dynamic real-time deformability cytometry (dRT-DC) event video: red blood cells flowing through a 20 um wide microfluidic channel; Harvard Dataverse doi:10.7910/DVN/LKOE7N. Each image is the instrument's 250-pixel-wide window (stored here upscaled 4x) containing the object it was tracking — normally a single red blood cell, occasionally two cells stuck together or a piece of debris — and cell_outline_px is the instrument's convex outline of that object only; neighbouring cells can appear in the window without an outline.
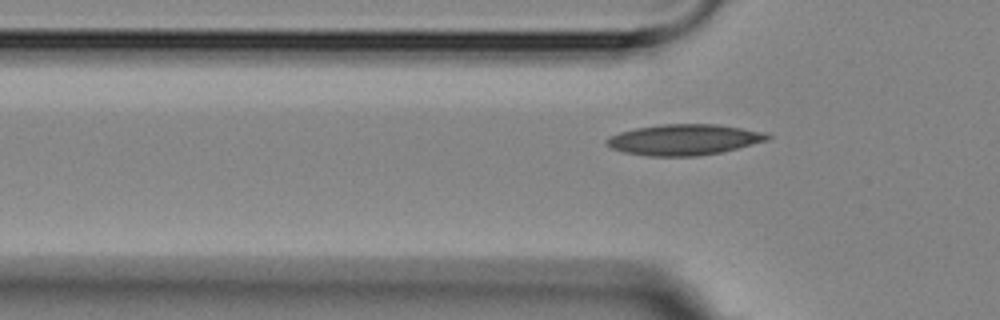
{"species": "Egyptian fruit bat (a non-hibernating species)", "species_latin": "Rousettus aegyptiacus", "temperature_condition": "room temperature", "stored_images_in_passage": 7, "segment_of_instrument_passage": [2, 2], "camera_frame_rate_fps": 3000, "um_per_image_px": 0.085, "animal": {"sex": "female"}, "frame": {"image": 1, "passage_image": 7, "time_ms": 7.0, "image_size_px": [1000, 320], "cell_outline_px": [[772, 136], [768, 140], [724, 152], [696, 156], [648, 156], [624, 152], [612, 148], [604, 144], [604, 140], [608, 136], [620, 132], [636, 128], [660, 124], [716, 124], [764, 132]], "centroid_in_image_um": [58.12, 11.87], "position_along_channel_um": 67.7, "area_um2": 29.02}}